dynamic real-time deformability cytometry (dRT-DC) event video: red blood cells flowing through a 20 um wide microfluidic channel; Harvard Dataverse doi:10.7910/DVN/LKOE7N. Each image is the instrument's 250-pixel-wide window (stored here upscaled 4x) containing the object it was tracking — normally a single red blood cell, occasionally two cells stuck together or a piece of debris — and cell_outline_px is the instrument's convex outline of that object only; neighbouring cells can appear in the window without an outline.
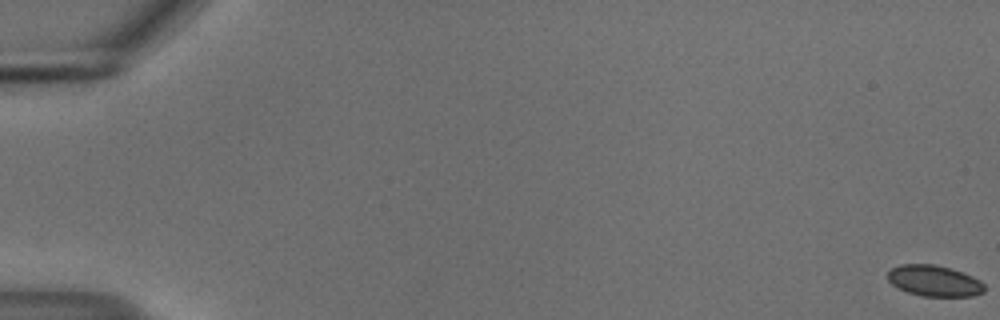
{"species": "common noctule bat (a hibernating species)", "species_latin": "Nyctalus noctula", "temperature_condition": "cold", "stored_images_in_passage": 57, "camera_frame_rate_fps": 3000, "um_per_image_px": 0.085, "animal": {"sex": "male", "body_mass_g": 18.8}, "frame": {"image": 1, "passage_image": 1, "time_ms": 0.0, "image_size_px": [1000, 320], "cell_outline_px": [[984, 292], [972, 296], [920, 296], [908, 292], [892, 284], [888, 280], [888, 272], [892, 268], [900, 264], [936, 264], [952, 268], [964, 272], [980, 280], [984, 284]], "centroid_in_image_um": [79.43, 23.86], "position_along_channel_um": 5.6, "area_um2": 17.57}}
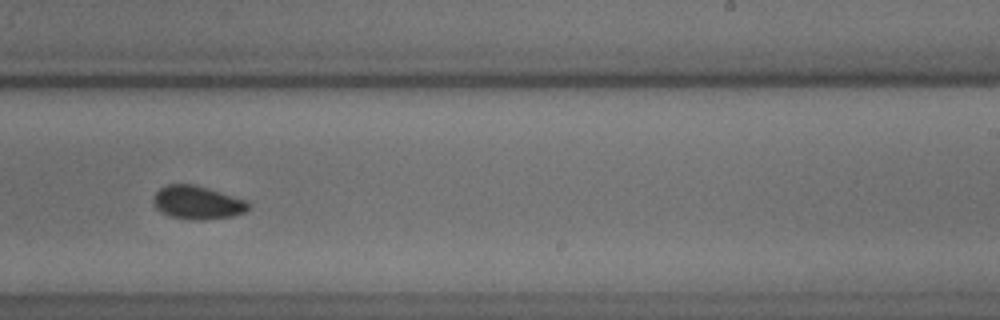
{"frame": {"image": 2, "passage_image": 37, "time_ms": 12.0, "image_size_px": [1000, 320], "cell_outline_px": [[252, 204], [244, 212], [232, 216], [204, 220], [192, 220], [172, 216], [160, 212], [152, 204], [152, 196], [160, 188], [168, 184], [192, 184], [208, 188], [248, 200]], "centroid_in_image_um": [16.77, 17.21], "position_along_channel_um": 272.2, "area_um2": 18.67}}
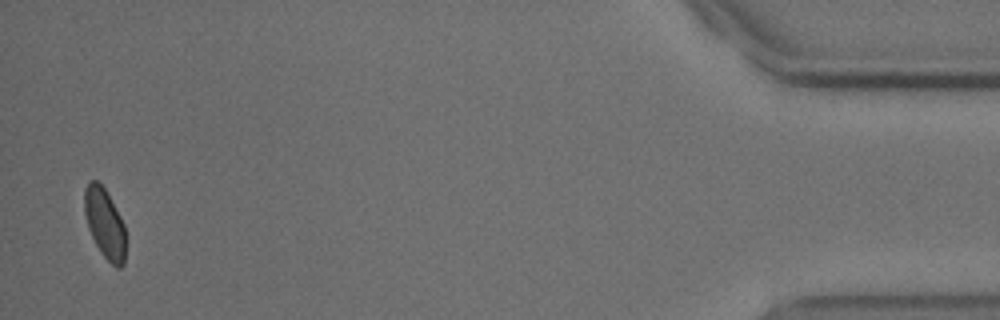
{"frame": {"image": 3, "passage_image": 56, "time_ms": 18.333, "image_size_px": [1000, 320], "cell_outline_px": [[124, 264], [120, 268], [116, 268], [100, 252], [88, 228], [84, 212], [84, 188], [88, 180], [96, 180], [104, 188], [120, 216], [124, 224]], "centroid_in_image_um": [8.87, 18.97], "position_along_channel_um": 426.3, "area_um2": 16.59}, "authors_computed_cell_mechanics": {"area_um2": 18.0914, "velocity_mm_per_s": 3.6787, "shape_relaxation_time_tau1_ms": null, "shape_relaxation_time_tau2_ms": 7.0826, "deformation_change_tau1": null, "deformation_change_tau2": 0.07}}